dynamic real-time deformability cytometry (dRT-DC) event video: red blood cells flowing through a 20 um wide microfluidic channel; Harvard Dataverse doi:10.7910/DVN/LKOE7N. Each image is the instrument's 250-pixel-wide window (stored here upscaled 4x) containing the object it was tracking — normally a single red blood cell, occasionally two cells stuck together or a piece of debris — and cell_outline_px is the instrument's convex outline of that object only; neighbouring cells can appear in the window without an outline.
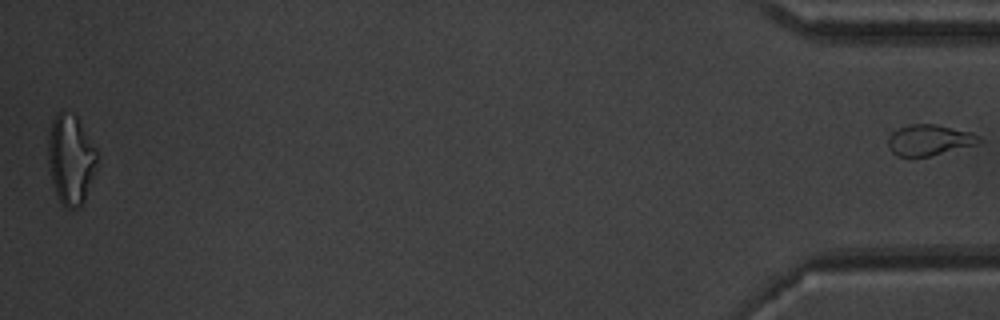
{"species": "common noctule bat (a hibernating species)", "species_latin": "Nyctalus noctula", "temperature_condition": "warm", "stored_images_in_passage": 53, "segment_of_instrument_passage": [2, 2], "camera_frame_rate_fps": 3000, "um_per_image_px": 0.085, "animal": {"sex": "male", "body_mass_g": 20.1, "forearm_length_mm": 53.5}, "frame": {"image": 1, "passage_image": 53, "time_ms": 17.333, "image_size_px": [1000, 320], "cell_outline_px": [[984, 140], [976, 144], [912, 160], [896, 156], [888, 148], [888, 136], [892, 132], [908, 124], [936, 124], [972, 132], [980, 136]], "centroid_in_image_um": [78.94, 11.93], "position_along_channel_um": 356.3, "area_um2": 16.76}}